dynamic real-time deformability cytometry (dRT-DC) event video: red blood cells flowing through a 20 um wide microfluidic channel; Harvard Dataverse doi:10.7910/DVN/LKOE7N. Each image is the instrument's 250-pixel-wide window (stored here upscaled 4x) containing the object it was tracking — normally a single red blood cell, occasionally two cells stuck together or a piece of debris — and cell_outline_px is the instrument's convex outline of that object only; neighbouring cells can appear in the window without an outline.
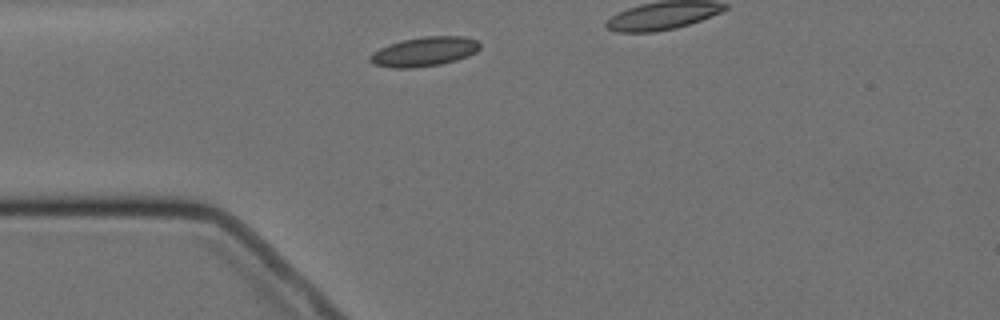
{"species": "Egyptian fruit bat (a non-hibernating species)", "species_latin": "Rousettus aegyptiacus", "temperature_condition": "cold", "stored_images_in_passage": 3, "camera_frame_rate_fps": 3000, "um_per_image_px": 0.085, "animal": {"sex": "female"}, "frame": {"image": 1, "passage_image": 1, "time_ms": 0.0, "image_size_px": [1000, 320], "cell_outline_px": [[480, 48], [476, 52], [468, 56], [456, 60], [440, 64], [412, 68], [392, 68], [376, 64], [368, 60], [372, 52], [388, 44], [400, 40], [424, 36], [464, 36], [476, 40], [480, 44]], "centroid_in_image_um": [36.06, 4.38], "position_along_channel_um": 48.9, "area_um2": 18.84}}